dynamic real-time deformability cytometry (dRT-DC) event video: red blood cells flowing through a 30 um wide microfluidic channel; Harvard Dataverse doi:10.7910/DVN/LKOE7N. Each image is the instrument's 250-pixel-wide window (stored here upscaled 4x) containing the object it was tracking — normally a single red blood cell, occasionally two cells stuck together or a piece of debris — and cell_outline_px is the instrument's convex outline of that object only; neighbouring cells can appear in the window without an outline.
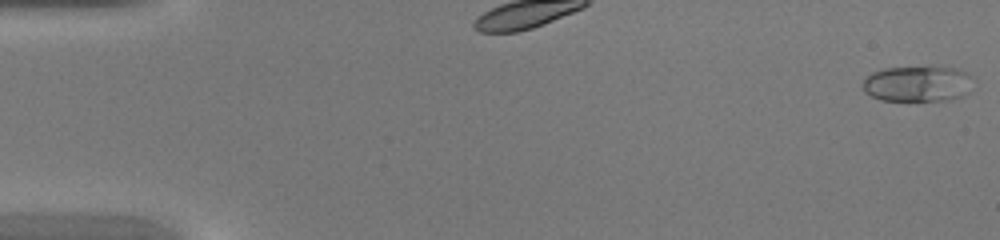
{"species": "common noctule bat (a hibernating species)", "species_latin": "Nyctalus noctula", "temperature_condition": "warm", "stored_images_in_passage": 44, "camera_frame_rate_fps": 3000, "um_per_image_px": 0.085, "animal": {"sex": "female", "body_mass_g": 20.0, "forearm_length_mm": 54.0}, "frame": {"image": 1, "passage_image": 1, "time_ms": 0.0, "image_size_px": [1000, 240], "cell_outline_px": [[972, 76], [968, 92], [952, 100], [880, 100], [864, 92], [860, 84], [872, 72], [884, 68], [956, 68], [968, 72]], "centroid_in_image_um": [77.96, 7.13], "position_along_channel_um": 7.0, "area_um2": 22.77}}
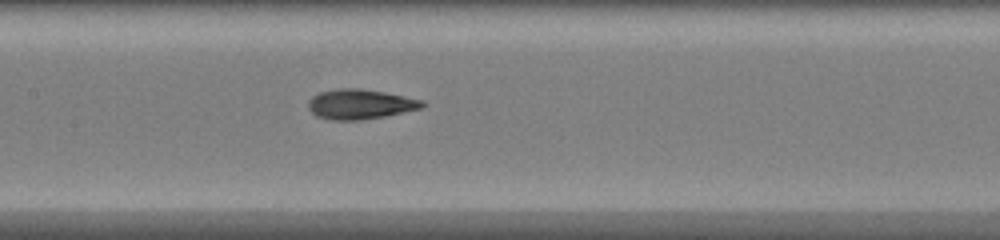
{"frame": {"image": 2, "passage_image": 22, "time_ms": 7.0, "image_size_px": [1000, 240], "cell_outline_px": [[428, 104], [424, 108], [384, 116], [360, 120], [332, 120], [316, 116], [308, 108], [308, 100], [312, 96], [320, 92], [336, 88], [360, 88], [384, 92], [424, 100]], "centroid_in_image_um": [30.63, 8.85], "position_along_channel_um": 176.8, "area_um2": 20.06}}
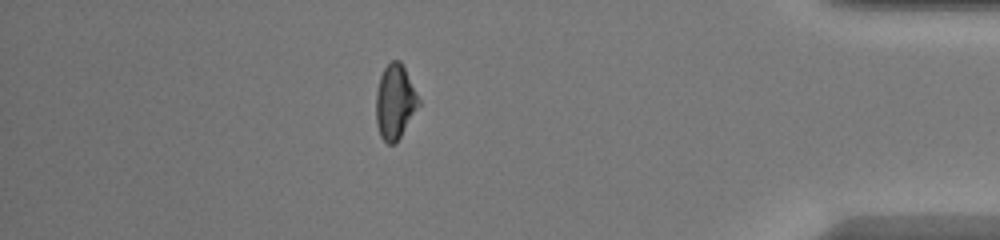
{"frame": {"image": 3, "passage_image": 39, "time_ms": 12.667, "image_size_px": [1000, 240], "cell_outline_px": [[420, 104], [396, 144], [388, 144], [380, 136], [376, 124], [376, 92], [380, 76], [384, 68], [392, 60], [400, 60], [420, 100]], "centroid_in_image_um": [33.56, 8.68], "position_along_channel_um": 401.6, "area_um2": 18.44}}